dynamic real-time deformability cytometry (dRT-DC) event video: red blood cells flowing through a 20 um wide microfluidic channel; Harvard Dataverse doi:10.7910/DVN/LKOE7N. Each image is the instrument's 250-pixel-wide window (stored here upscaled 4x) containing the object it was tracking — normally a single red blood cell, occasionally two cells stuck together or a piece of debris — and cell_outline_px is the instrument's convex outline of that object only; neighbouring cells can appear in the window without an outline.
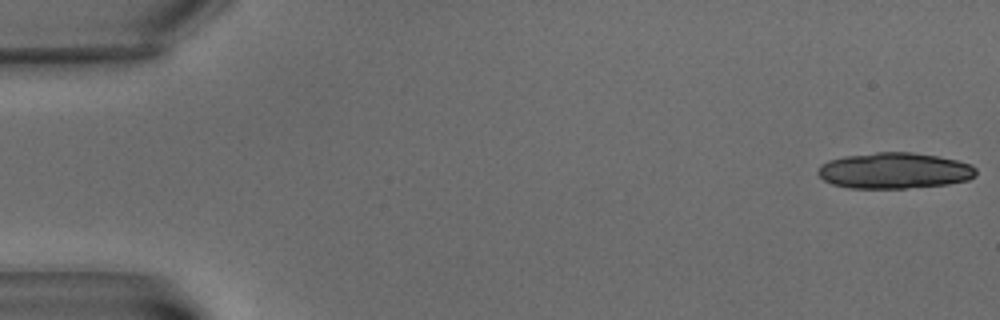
{"species": "common noctule bat (a hibernating species)", "species_latin": "Nyctalus noctula", "temperature_condition": "warm", "stored_images_in_passage": 7, "camera_frame_rate_fps": 3000, "um_per_image_px": 0.085, "animal": {"sex": "male", "body_mass_g": 15.6}, "frame": {"image": 1, "passage_image": 1, "time_ms": 0.0, "image_size_px": [1000, 320], "cell_outline_px": [[976, 176], [968, 180], [948, 184], [904, 188], [848, 188], [832, 184], [824, 180], [816, 172], [820, 164], [828, 160], [844, 156], [876, 152], [912, 152], [936, 156], [956, 160], [972, 164], [976, 168]], "centroid_in_image_um": [76.01, 14.5], "position_along_channel_um": 9.0, "area_um2": 33.29}}